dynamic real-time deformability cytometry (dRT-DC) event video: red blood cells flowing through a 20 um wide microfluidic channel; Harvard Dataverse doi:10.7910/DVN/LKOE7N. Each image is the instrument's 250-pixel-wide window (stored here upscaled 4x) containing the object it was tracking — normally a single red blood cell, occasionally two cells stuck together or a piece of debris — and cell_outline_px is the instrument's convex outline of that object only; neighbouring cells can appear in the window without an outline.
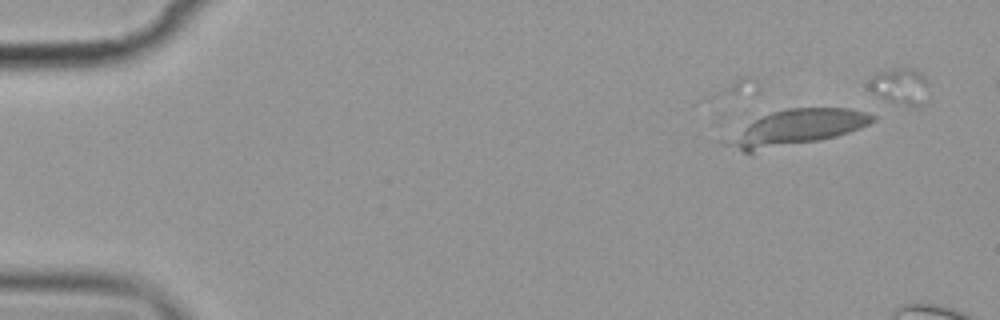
{"species": "common noctule bat (a hibernating species)", "species_latin": "Nyctalus noctula", "temperature_condition": "cold", "stored_images_in_passage": 6, "camera_frame_rate_fps": 3000, "um_per_image_px": 0.085, "animal": {"sex": "female", "body_mass_g": 19.9}, "frame": {"image": 1, "passage_image": 3, "time_ms": 3.333, "image_size_px": [1000, 320], "cell_outline_px": [[876, 120], [860, 128], [836, 136], [816, 140], [752, 152], [744, 152], [732, 144], [744, 128], [748, 124], [772, 112], [788, 108], [848, 108], [868, 112], [876, 116]], "centroid_in_image_um": [67.98, 10.8], "position_along_channel_um": 17.0, "area_um2": 28.38}}